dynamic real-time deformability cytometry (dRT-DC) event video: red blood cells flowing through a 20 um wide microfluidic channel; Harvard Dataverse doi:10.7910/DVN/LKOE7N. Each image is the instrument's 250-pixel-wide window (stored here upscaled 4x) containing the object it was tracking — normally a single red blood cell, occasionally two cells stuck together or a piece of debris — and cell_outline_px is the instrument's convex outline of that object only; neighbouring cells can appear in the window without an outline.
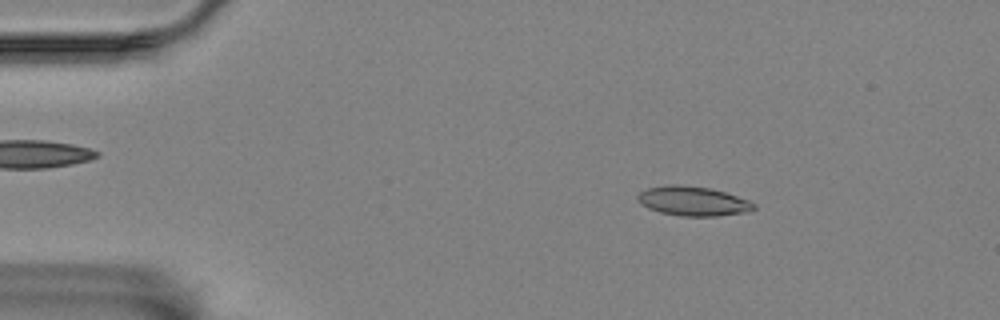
{"species": "Egyptian fruit bat (a non-hibernating species)", "species_latin": "Rousettus aegyptiacus", "temperature_condition": "room temperature", "stored_images_in_passage": 57, "camera_frame_rate_fps": 3000, "um_per_image_px": 0.085, "animal": {"sex": "female"}, "frame": {"image": 1, "passage_image": 8, "time_ms": 2.333, "image_size_px": [1000, 320], "cell_outline_px": [[756, 208], [748, 212], [716, 216], [680, 216], [660, 212], [648, 208], [640, 204], [636, 200], [636, 196], [640, 192], [648, 188], [668, 184], [680, 184], [712, 188], [748, 200], [756, 204]], "centroid_in_image_um": [58.88, 17.09], "position_along_channel_um": 26.1, "area_um2": 20.11}}
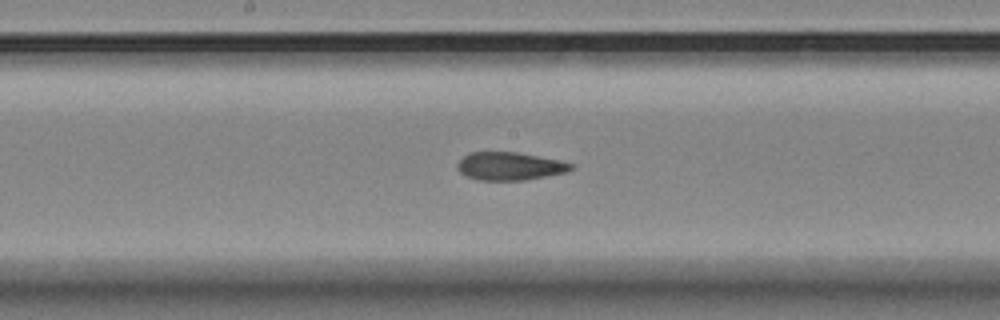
{"frame": {"image": 2, "passage_image": 29, "time_ms": 9.333, "image_size_px": [1000, 320], "cell_outline_px": [[572, 168], [568, 172], [524, 180], [476, 180], [464, 176], [456, 168], [456, 164], [468, 152], [516, 152], [560, 160], [572, 164]], "centroid_in_image_um": [43.28, 14.13], "position_along_channel_um": 204.9, "area_um2": 18.61}}
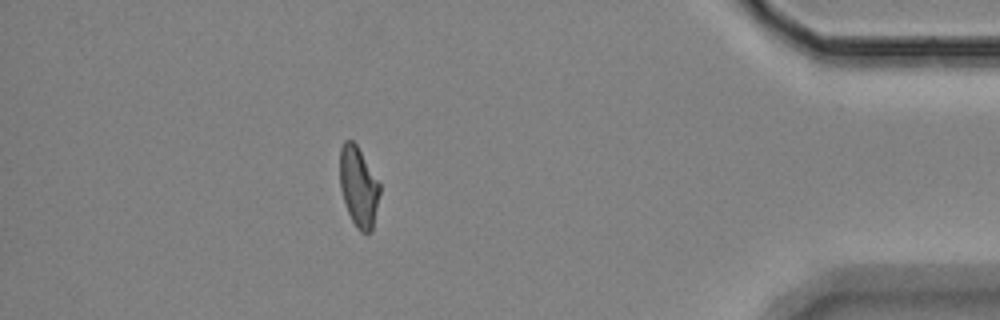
{"frame": {"image": 3, "passage_image": 50, "time_ms": 16.333, "image_size_px": [1000, 320], "cell_outline_px": [[380, 192], [372, 232], [360, 232], [356, 228], [348, 212], [340, 188], [340, 148], [344, 140], [352, 140], [356, 144], [380, 184]], "centroid_in_image_um": [30.47, 15.88], "position_along_channel_um": 404.7, "area_um2": 18.5}, "authors_computed_cell_mechanics": {"area_um2": 19.1896, "velocity_mm_per_s": 3.4686, "shape_relaxation_time_tau1_ms": null, "shape_relaxation_time_tau2_ms": 2.3791, "deformation_change_tau1": null, "deformation_change_tau2": 0.0997}}